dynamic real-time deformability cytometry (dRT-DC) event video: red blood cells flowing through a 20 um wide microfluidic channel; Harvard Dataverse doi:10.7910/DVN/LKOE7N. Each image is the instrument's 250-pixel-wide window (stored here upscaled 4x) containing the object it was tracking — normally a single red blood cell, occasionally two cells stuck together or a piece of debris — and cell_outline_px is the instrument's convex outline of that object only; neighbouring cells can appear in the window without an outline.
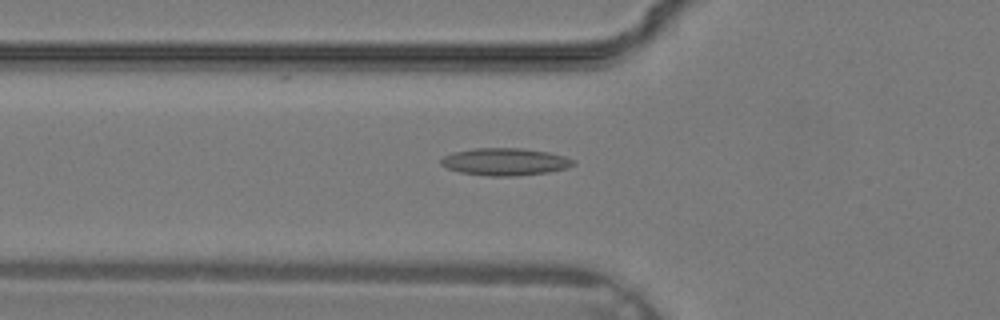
{"species": "common noctule bat (a hibernating species)", "species_latin": "Nyctalus noctula", "temperature_condition": "warm", "stored_images_in_passage": 28, "camera_frame_rate_fps": 3000, "um_per_image_px": 0.085, "animal": {"sex": "male", "body_mass_g": 19.2, "forearm_length_mm": 51.8}, "frame": {"image": 1, "passage_image": 5, "time_ms": 1.333, "image_size_px": [1000, 320], "cell_outline_px": [[576, 164], [568, 168], [548, 172], [516, 176], [488, 176], [460, 172], [448, 168], [440, 164], [440, 160], [444, 156], [452, 152], [476, 148], [520, 148], [548, 152], [564, 156], [576, 160]], "centroid_in_image_um": [42.95, 13.75], "position_along_channel_um": 82.9, "area_um2": 21.15}}
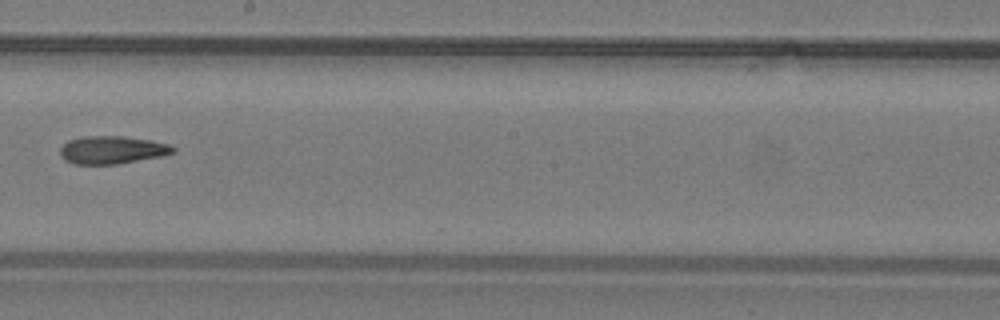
{"frame": {"image": 2, "passage_image": 13, "time_ms": 4.0, "image_size_px": [1000, 320], "cell_outline_px": [[176, 152], [160, 156], [116, 164], [72, 164], [64, 160], [60, 156], [60, 148], [68, 140], [84, 136], [120, 136], [152, 140], [168, 144], [176, 148]], "centroid_in_image_um": [9.5, 12.74], "position_along_channel_um": 238.7, "area_um2": 18.32}}
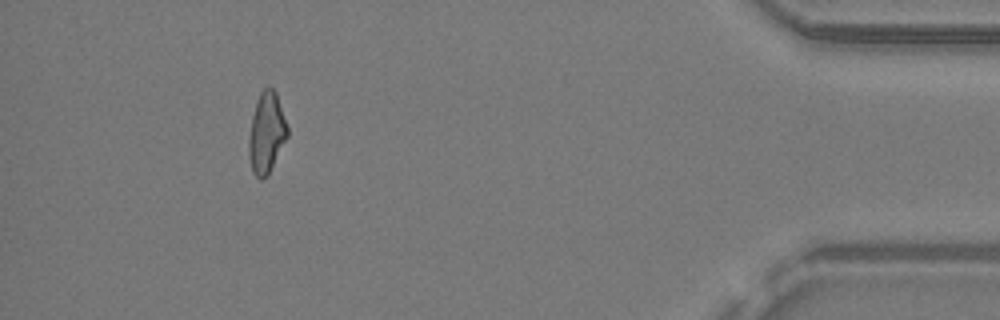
{"frame": {"image": 3, "passage_image": 25, "time_ms": 8.0, "image_size_px": [1000, 320], "cell_outline_px": [[288, 136], [268, 176], [260, 180], [252, 172], [248, 156], [248, 140], [252, 116], [256, 100], [260, 92], [268, 84], [276, 92], [288, 128]], "centroid_in_image_um": [22.64, 11.3], "position_along_channel_um": 412.6, "area_um2": 18.44}}